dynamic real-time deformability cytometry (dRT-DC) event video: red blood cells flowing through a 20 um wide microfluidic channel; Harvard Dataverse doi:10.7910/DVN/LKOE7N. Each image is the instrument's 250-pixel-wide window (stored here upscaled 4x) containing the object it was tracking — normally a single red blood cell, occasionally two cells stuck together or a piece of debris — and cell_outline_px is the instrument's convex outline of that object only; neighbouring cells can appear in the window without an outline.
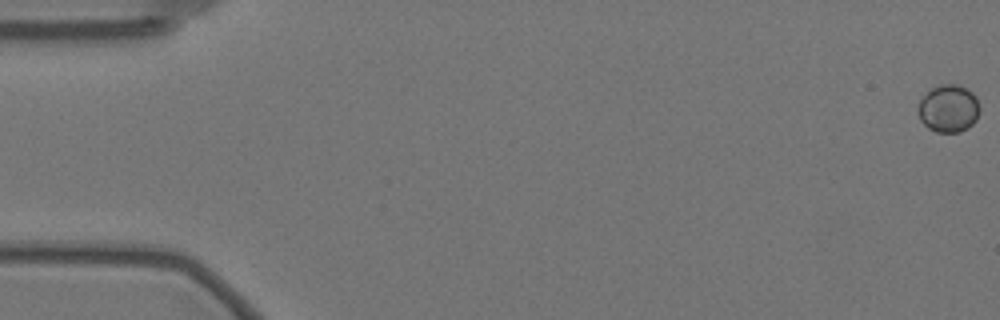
{"species": "Egyptian fruit bat (a non-hibernating species)", "species_latin": "Rousettus aegyptiacus", "temperature_condition": "warm", "stored_images_in_passage": 59, "camera_frame_rate_fps": 3000, "um_per_image_px": 0.085, "animal": {"sex": "female"}, "frame": {"image": 1, "passage_image": 1, "time_ms": 0.0, "image_size_px": [1000, 320], "cell_outline_px": [[980, 112], [976, 120], [968, 128], [960, 132], [936, 132], [928, 128], [920, 120], [916, 108], [920, 100], [932, 88], [940, 84], [956, 84], [972, 92], [976, 96], [980, 108]], "centroid_in_image_um": [80.62, 9.24], "position_along_channel_um": 4.4, "area_um2": 17.22}}
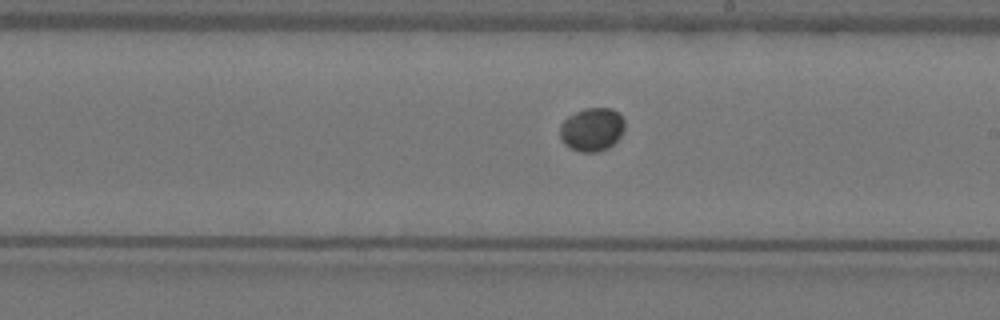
{"frame": {"image": 2, "passage_image": 34, "time_ms": 11.0, "image_size_px": [1000, 320], "cell_outline_px": [[624, 128], [620, 136], [608, 148], [596, 152], [580, 152], [568, 148], [560, 140], [560, 124], [568, 116], [584, 108], [612, 108], [620, 112], [624, 120]], "centroid_in_image_um": [50.3, 11.0], "position_along_channel_um": 238.7, "area_um2": 16.59}}
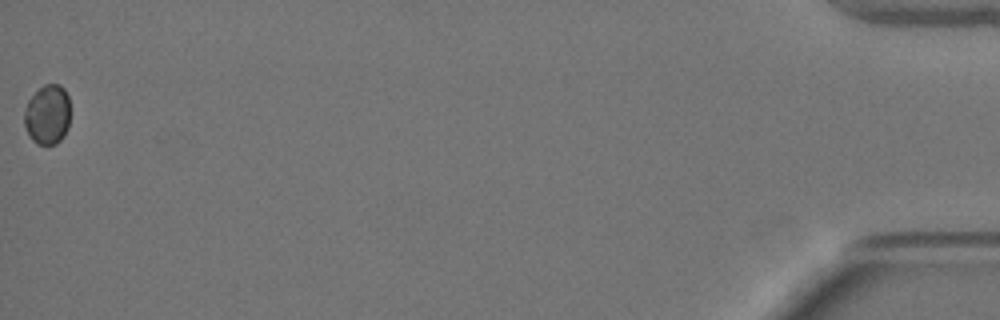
{"frame": {"image": 3, "passage_image": 59, "time_ms": 19.333, "image_size_px": [1000, 320], "cell_outline_px": [[68, 128], [64, 136], [56, 144], [36, 144], [32, 140], [24, 124], [24, 112], [28, 100], [44, 84], [60, 84], [64, 88], [68, 96]], "centroid_in_image_um": [4.03, 9.74], "position_along_channel_um": 431.2, "area_um2": 15.9}}